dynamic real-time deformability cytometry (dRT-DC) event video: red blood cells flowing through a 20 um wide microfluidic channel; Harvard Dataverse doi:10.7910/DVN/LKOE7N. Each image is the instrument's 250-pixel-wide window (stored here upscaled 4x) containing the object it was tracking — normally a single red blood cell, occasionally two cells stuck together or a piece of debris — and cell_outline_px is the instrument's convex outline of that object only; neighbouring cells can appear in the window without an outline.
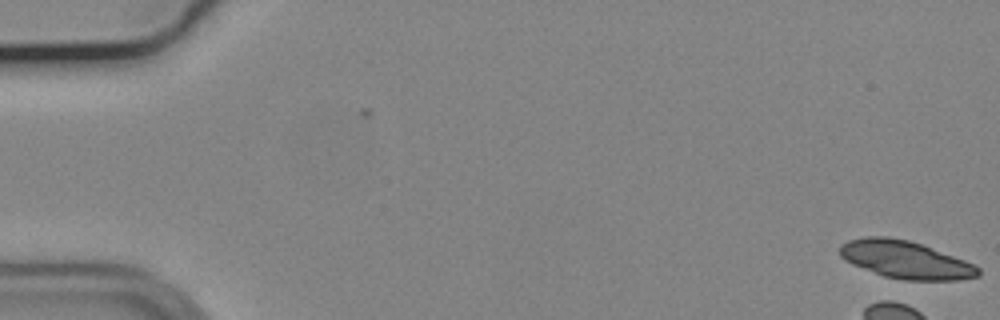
{"species": "common noctule bat (a hibernating species)", "species_latin": "Nyctalus noctula", "temperature_condition": "cold", "stored_images_in_passage": 4, "camera_frame_rate_fps": 3000, "um_per_image_px": 0.085, "animal": {"sex": "male", "body_mass_g": 19.2, "forearm_length_mm": 51.8}, "frame": {"image": 1, "passage_image": 1, "time_ms": 0.0, "image_size_px": [1000, 320], "cell_outline_px": [[980, 276], [956, 280], [904, 280], [884, 276], [852, 264], [844, 260], [840, 256], [840, 244], [848, 240], [864, 236], [888, 236], [908, 240], [920, 244], [964, 260], [980, 268]], "centroid_in_image_um": [76.93, 22.07], "position_along_channel_um": 8.1, "area_um2": 30.17}}